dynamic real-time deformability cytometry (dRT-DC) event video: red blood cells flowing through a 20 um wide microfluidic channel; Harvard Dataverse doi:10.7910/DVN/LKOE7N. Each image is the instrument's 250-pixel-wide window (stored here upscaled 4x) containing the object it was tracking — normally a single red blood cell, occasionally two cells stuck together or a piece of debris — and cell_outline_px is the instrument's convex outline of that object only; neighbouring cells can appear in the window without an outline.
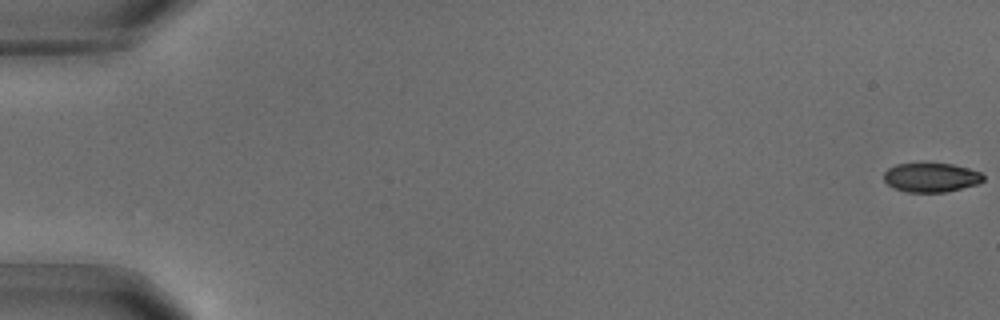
{"species": "common noctule bat (a hibernating species)", "species_latin": "Nyctalus noctula", "temperature_condition": "warm", "stored_images_in_passage": 86, "camera_frame_rate_fps": 3000, "um_per_image_px": 0.085, "animal": {"sex": "male", "body_mass_g": 18.8}, "frame": {"image": 1, "passage_image": 1, "time_ms": 0.0, "image_size_px": [1000, 320], "cell_outline_px": [[980, 180], [956, 188], [928, 192], [900, 188], [892, 184], [888, 180], [888, 172], [896, 168], [908, 164], [940, 164], [960, 168], [976, 172], [980, 176]], "centroid_in_image_um": [79.14, 15.07], "position_along_channel_um": 5.9, "area_um2": 13.99}}
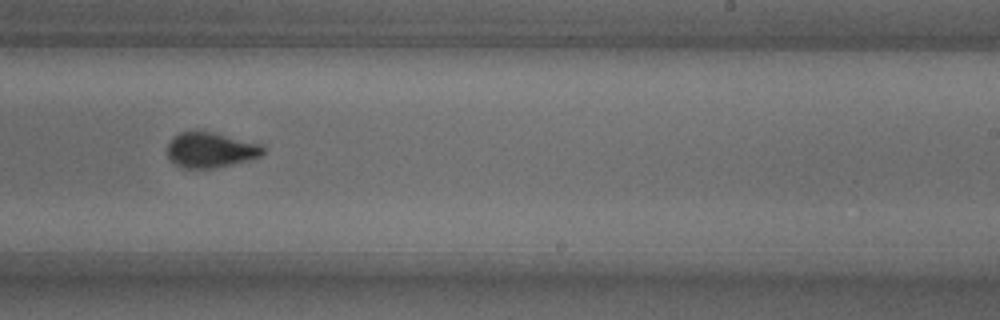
{"frame": {"image": 2, "passage_image": 55, "time_ms": 18.0, "image_size_px": [1000, 320], "cell_outline_px": [[260, 152], [244, 156], [224, 160], [184, 160], [176, 156], [172, 152], [172, 144], [176, 140], [184, 136], [196, 136], [220, 140], [256, 148]], "centroid_in_image_um": [17.76, 12.68], "position_along_channel_um": 271.2, "area_um2": 10.87}}
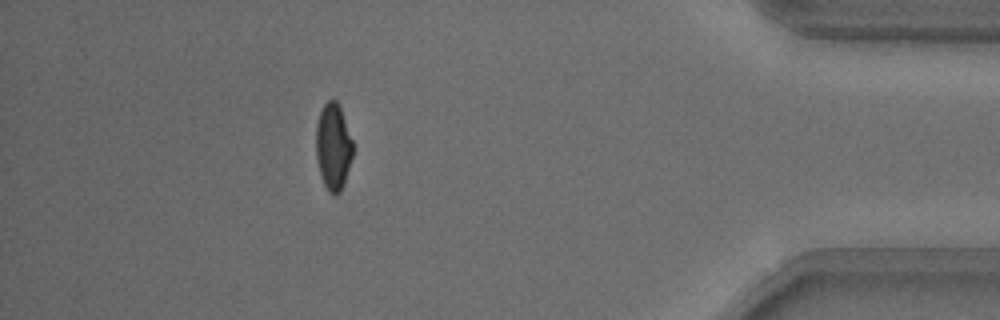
{"frame": {"image": 3, "passage_image": 77, "time_ms": 25.333, "image_size_px": [1000, 320], "cell_outline_px": [[352, 152], [340, 188], [336, 192], [328, 184], [324, 176], [320, 164], [320, 120], [324, 108], [328, 104], [336, 104], [340, 112], [352, 144]], "centroid_in_image_um": [28.4, 12.45], "position_along_channel_um": 406.8, "area_um2": 14.62}}